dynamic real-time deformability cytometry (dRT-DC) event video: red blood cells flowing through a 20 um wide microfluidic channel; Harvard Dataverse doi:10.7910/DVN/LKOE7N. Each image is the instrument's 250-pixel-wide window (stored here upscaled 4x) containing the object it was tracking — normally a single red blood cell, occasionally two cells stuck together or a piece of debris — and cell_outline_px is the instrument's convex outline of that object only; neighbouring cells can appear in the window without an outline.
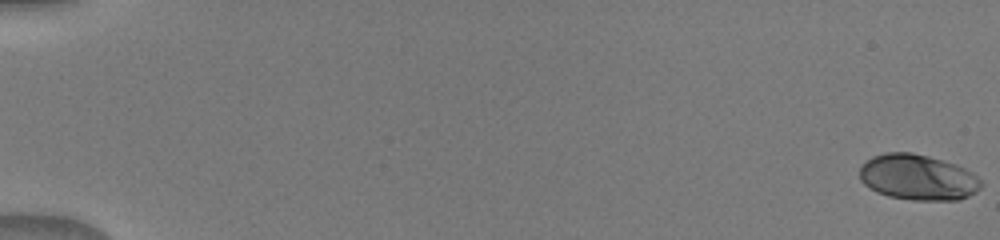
{"species": "human", "species_latin": "Homo sapiens", "temperature_condition": "warm", "stored_images_in_passage": 52, "camera_frame_rate_fps": 3000, "um_per_image_px": 0.085, "donor": {"sex": "male"}, "frame": {"image": 1, "passage_image": 1, "time_ms": 0.0, "image_size_px": [1000, 240], "cell_outline_px": [[984, 184], [976, 192], [960, 200], [912, 200], [888, 196], [876, 192], [864, 184], [860, 180], [860, 168], [872, 156], [888, 152], [912, 152], [928, 156], [956, 164], [972, 172]], "centroid_in_image_um": [78.03, 15.08], "position_along_channel_um": 7.0, "area_um2": 32.37}}
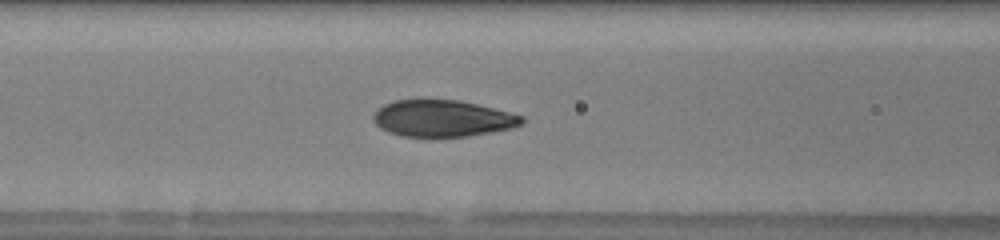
{"frame": {"image": 2, "passage_image": 24, "time_ms": 7.667, "image_size_px": [1000, 240], "cell_outline_px": [[524, 120], [520, 124], [508, 128], [492, 132], [468, 136], [404, 136], [388, 132], [380, 128], [376, 124], [372, 116], [376, 108], [392, 100], [424, 96], [460, 100], [524, 116]], "centroid_in_image_um": [37.52, 10.0], "position_along_channel_um": 129.1, "area_um2": 32.37}}
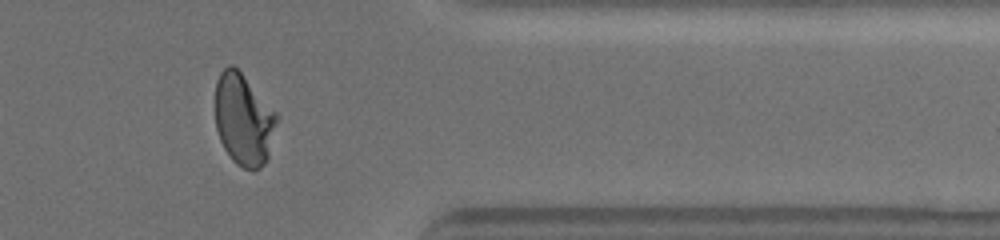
{"frame": {"image": 3, "passage_image": 44, "time_ms": 14.333, "image_size_px": [1000, 240], "cell_outline_px": [[276, 120], [268, 160], [260, 168], [252, 172], [236, 164], [232, 160], [224, 148], [220, 140], [216, 128], [216, 80], [220, 72], [228, 64], [232, 64], [240, 72], [276, 112]], "centroid_in_image_um": [20.69, 10.2], "position_along_channel_um": 390.7, "area_um2": 32.6}}